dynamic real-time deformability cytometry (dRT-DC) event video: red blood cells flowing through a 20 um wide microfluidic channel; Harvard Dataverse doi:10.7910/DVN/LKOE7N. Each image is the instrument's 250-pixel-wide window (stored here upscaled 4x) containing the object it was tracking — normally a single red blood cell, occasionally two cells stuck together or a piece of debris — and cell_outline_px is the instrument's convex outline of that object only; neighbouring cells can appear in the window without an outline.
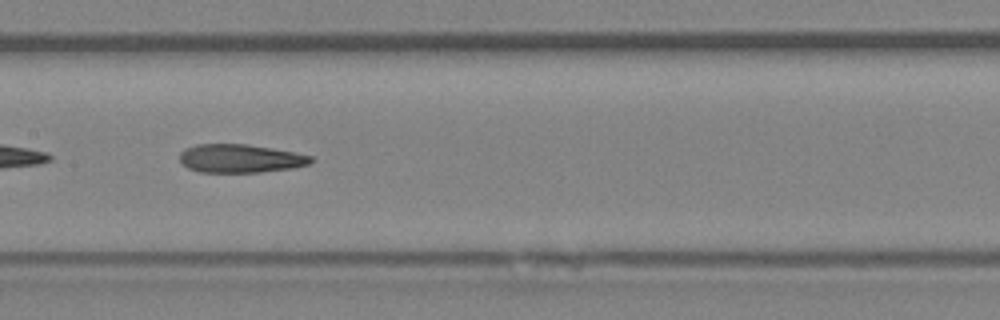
{"species": "Egyptian fruit bat (a non-hibernating species)", "species_latin": "Rousettus aegyptiacus", "temperature_condition": "room temperature", "stored_images_in_passage": 47, "camera_frame_rate_fps": 3000, "um_per_image_px": 0.085, "animal": {"sex": "female"}, "frame": {"image": 1, "passage_image": 21, "time_ms": 6.667, "image_size_px": [1000, 320], "cell_outline_px": [[312, 160], [308, 164], [292, 168], [260, 172], [200, 172], [188, 168], [180, 160], [180, 152], [184, 148], [196, 144], [248, 144], [296, 152], [312, 156]], "centroid_in_image_um": [20.41, 13.46], "position_along_channel_um": 187.0, "area_um2": 21.73}}
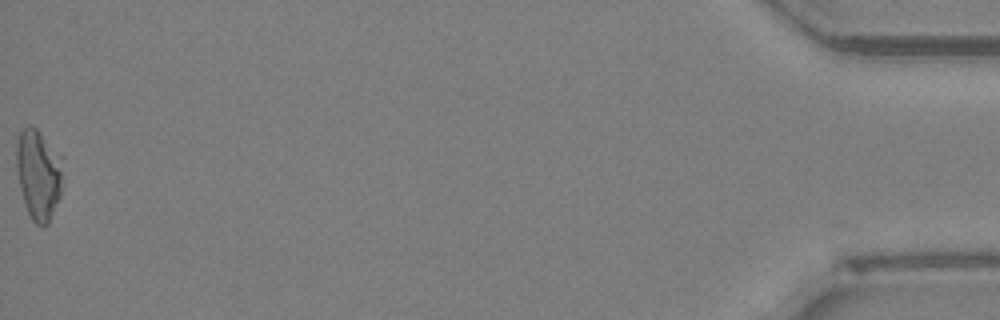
{"frame": {"image": 2, "passage_image": 47, "time_ms": 15.333, "image_size_px": [1000, 320], "cell_outline_px": [[64, 156], [60, 196], [48, 224], [36, 224], [32, 220], [24, 204], [20, 188], [16, 168], [16, 144], [20, 132], [24, 128], [36, 128]], "centroid_in_image_um": [3.29, 14.8], "position_along_channel_um": 431.9, "area_um2": 24.62}, "authors_computed_cell_mechanics": {"area_um2": 22.9466, "velocity_mm_per_s": 4.0254, "shape_relaxation_time_tau1_ms": null, "shape_relaxation_time_tau2_ms": 4.4832, "deformation_change_tau1": null, "deformation_change_tau2": 0.1627}}